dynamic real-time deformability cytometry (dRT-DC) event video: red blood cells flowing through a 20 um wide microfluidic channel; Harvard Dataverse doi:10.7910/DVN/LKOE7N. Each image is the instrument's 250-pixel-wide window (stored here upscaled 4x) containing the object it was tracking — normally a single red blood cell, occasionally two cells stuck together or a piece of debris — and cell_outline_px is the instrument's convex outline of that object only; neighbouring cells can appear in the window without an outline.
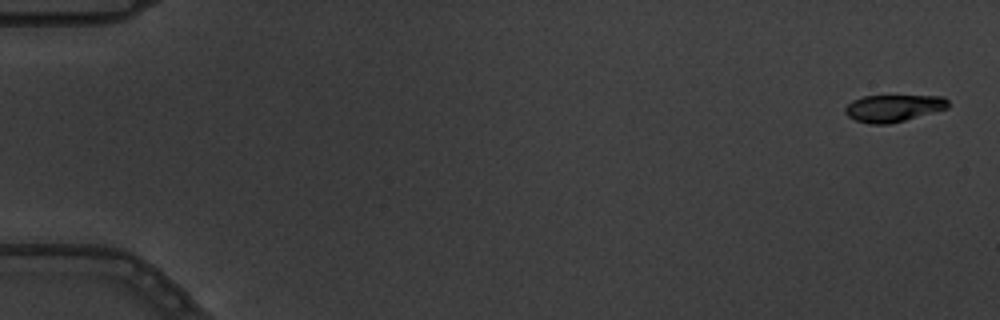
{"species": "common noctule bat (a hibernating species)", "species_latin": "Nyctalus noctula", "temperature_condition": "warm", "stored_images_in_passage": 10, "camera_frame_rate_fps": 3000, "um_per_image_px": 0.085, "animal": {"sex": "male", "body_mass_g": 19.5, "forearm_length_mm": 54.6}, "frame": {"image": 1, "passage_image": 1, "time_ms": 0.0, "image_size_px": [1000, 320], "cell_outline_px": [[948, 108], [904, 120], [888, 124], [872, 124], [856, 120], [848, 116], [844, 112], [844, 108], [852, 100], [864, 96], [944, 96], [948, 100]], "centroid_in_image_um": [75.92, 9.18], "position_along_channel_um": 9.1, "area_um2": 16.07}}
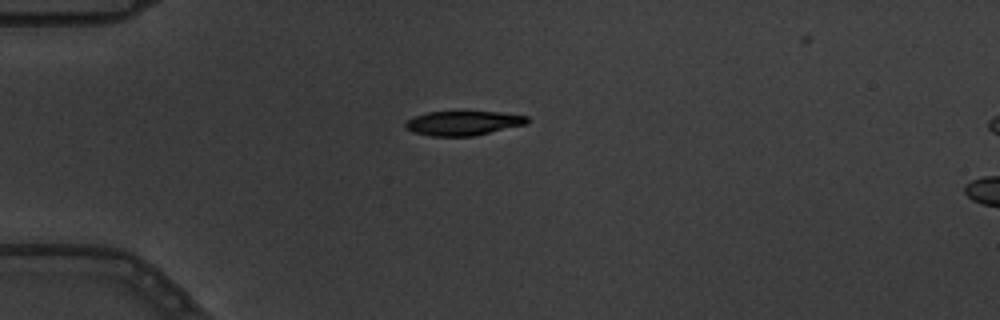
{"frame": {"image": 2, "passage_image": 4, "time_ms": 1.0, "image_size_px": [1000, 320], "cell_outline_px": [[528, 124], [472, 136], [432, 136], [412, 132], [404, 128], [404, 124], [408, 120], [416, 116], [428, 112], [500, 112], [528, 116]], "centroid_in_image_um": [39.37, 10.47], "position_along_channel_um": 45.6, "area_um2": 17.22}}
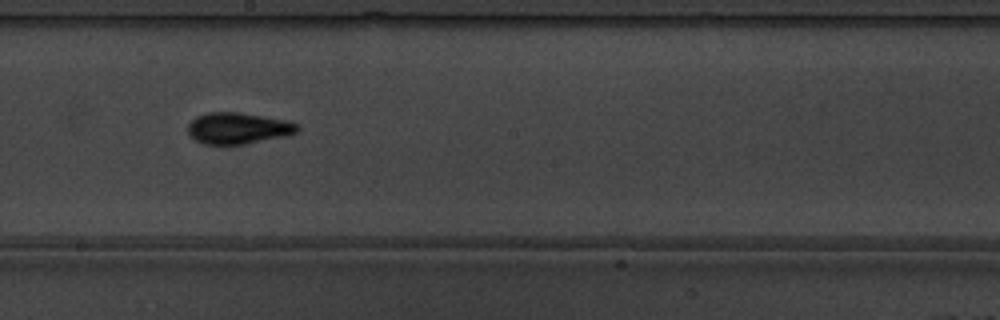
{"frame": {"image": 3, "passage_image": 9, "time_ms": 2.667, "image_size_px": [1000, 320], "cell_outline_px": [[300, 128], [296, 132], [288, 136], [244, 144], [204, 144], [196, 140], [188, 132], [188, 124], [196, 116], [208, 112], [240, 112], [288, 120], [300, 124]], "centroid_in_image_um": [20.28, 10.89], "position_along_channel_um": 227.9, "area_um2": 20.17}}